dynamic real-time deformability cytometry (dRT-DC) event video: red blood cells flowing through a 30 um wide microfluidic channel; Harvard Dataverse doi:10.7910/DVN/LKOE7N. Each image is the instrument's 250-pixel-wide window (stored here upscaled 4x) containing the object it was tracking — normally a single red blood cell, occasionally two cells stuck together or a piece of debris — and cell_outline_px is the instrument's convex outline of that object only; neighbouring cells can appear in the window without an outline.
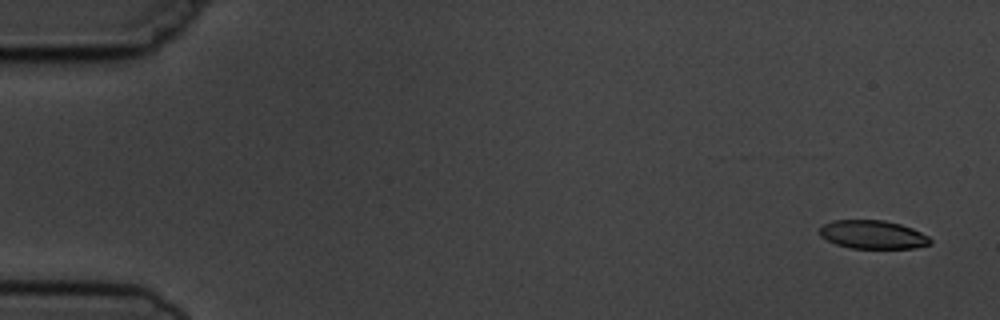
{"species": "common noctule bat (a hibernating species)", "species_latin": "Nyctalus noctula", "temperature_condition": "cold", "stored_images_in_passage": 5, "camera_frame_rate_fps": 3000, "um_per_image_px": 0.085, "animal": {"sex": "male", "body_mass_g": 19.5, "forearm_length_mm": 54.6}, "frame": {"image": 1, "passage_image": 1, "time_ms": 0.0, "image_size_px": [1000, 320], "cell_outline_px": [[932, 244], [916, 248], [852, 248], [836, 244], [820, 236], [820, 228], [824, 224], [832, 220], [884, 220], [900, 224], [912, 228], [928, 236], [932, 240]], "centroid_in_image_um": [74.21, 19.94], "position_along_channel_um": 10.8, "area_um2": 18.32}}
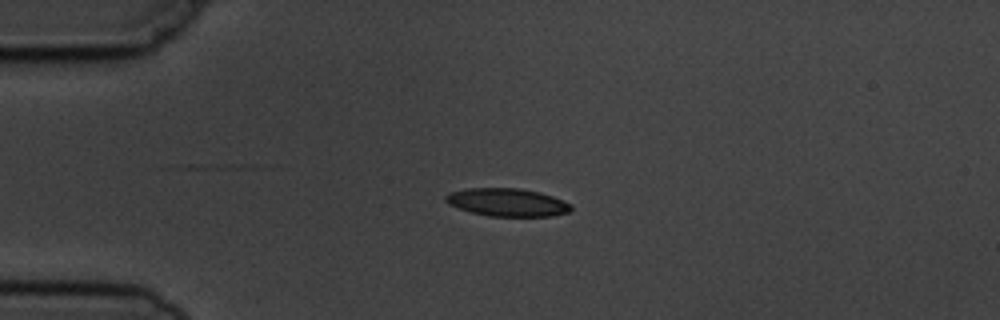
{"frame": {"image": 2, "passage_image": 4, "time_ms": 3.667, "image_size_px": [1000, 320], "cell_outline_px": [[572, 208], [568, 212], [552, 216], [488, 216], [472, 212], [448, 204], [444, 200], [444, 196], [452, 192], [468, 188], [520, 188], [540, 192], [552, 196], [572, 204]], "centroid_in_image_um": [43.13, 17.19], "position_along_channel_um": 41.9, "area_um2": 20.35}}